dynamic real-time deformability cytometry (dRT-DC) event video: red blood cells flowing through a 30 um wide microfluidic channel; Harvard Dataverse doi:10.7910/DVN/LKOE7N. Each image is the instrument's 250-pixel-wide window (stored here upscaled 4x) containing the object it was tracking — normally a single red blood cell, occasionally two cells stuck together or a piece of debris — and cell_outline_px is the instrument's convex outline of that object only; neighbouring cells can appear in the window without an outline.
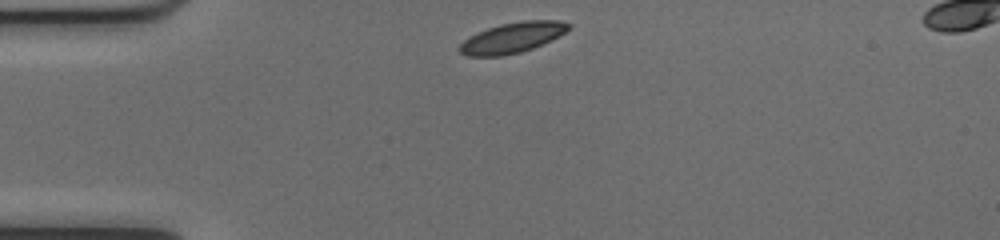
{"species": "common noctule bat (a hibernating species)", "species_latin": "Nyctalus noctula", "temperature_condition": "cold", "stored_images_in_passage": 40, "camera_frame_rate_fps": 3000, "um_per_image_px": 0.085, "animal": {"sex": "female", "body_mass_g": 17.0, "forearm_length_mm": 48.0}, "frame": {"image": 1, "passage_image": 1, "time_ms": 0.0, "image_size_px": [1000, 240], "cell_outline_px": [[572, 28], [552, 40], [532, 48], [520, 52], [504, 56], [468, 56], [460, 52], [456, 48], [464, 40], [488, 28], [500, 24], [524, 20], [560, 20], [572, 24]], "centroid_in_image_um": [43.59, 3.2], "position_along_channel_um": 41.4, "area_um2": 19.36}}
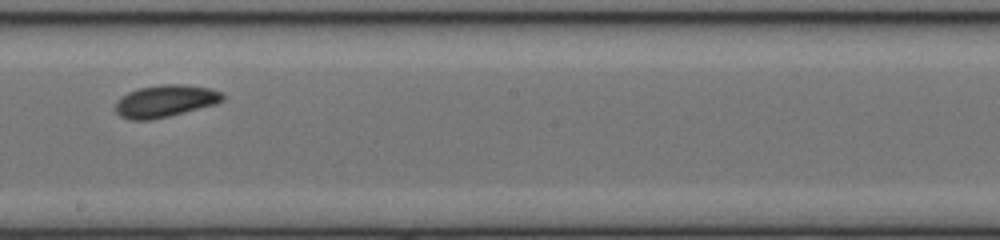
{"frame": {"image": 2, "passage_image": 18, "time_ms": 5.667, "image_size_px": [1000, 240], "cell_outline_px": [[224, 100], [216, 104], [152, 120], [132, 120], [120, 116], [116, 112], [116, 104], [128, 92], [140, 88], [160, 84], [184, 84], [212, 88], [220, 92], [224, 96]], "centroid_in_image_um": [14.08, 8.58], "position_along_channel_um": 234.1, "area_um2": 19.94}}
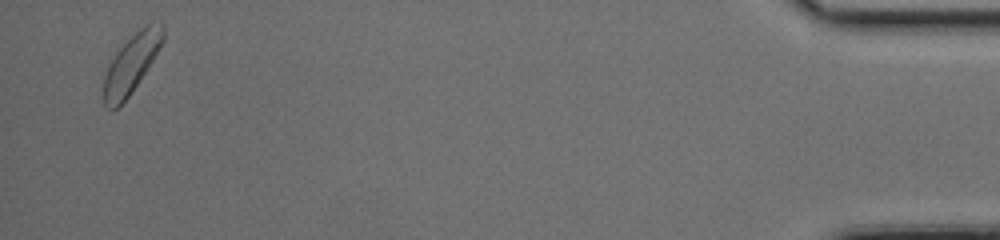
{"frame": {"image": 3, "passage_image": 39, "time_ms": 12.667, "image_size_px": [1000, 240], "cell_outline_px": [[164, 40], [152, 60], [128, 96], [116, 108], [108, 108], [104, 104], [104, 76], [116, 52], [144, 24], [152, 20], [160, 20], [164, 24]], "centroid_in_image_um": [11.21, 5.32], "position_along_channel_um": 424.0, "area_um2": 19.71}, "authors_computed_cell_mechanics": {"area_um2": 19.6809, "velocity_mm_per_s": 3.9459, "shape_relaxation_time_tau1_ms": 3.5811, "shape_relaxation_time_tau2_ms": 6.4609, "deformation_change_tau1": 0.1082, "deformation_change_tau2": 0.1085}}